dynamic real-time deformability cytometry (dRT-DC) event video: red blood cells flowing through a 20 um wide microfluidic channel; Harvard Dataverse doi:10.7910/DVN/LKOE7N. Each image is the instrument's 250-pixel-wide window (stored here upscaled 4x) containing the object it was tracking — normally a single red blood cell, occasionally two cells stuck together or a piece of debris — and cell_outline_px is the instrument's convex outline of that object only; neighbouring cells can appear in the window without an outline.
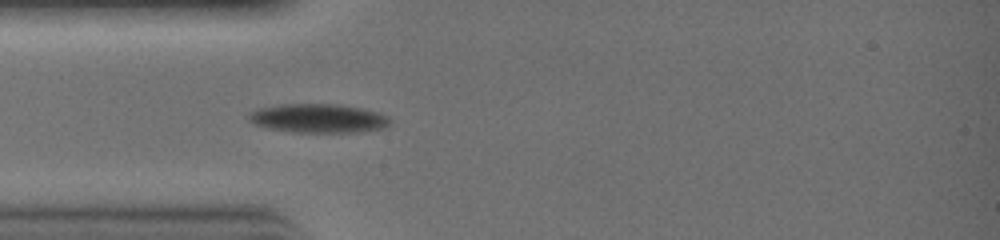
{"species": "common noctule bat (a hibernating species)", "species_latin": "Nyctalus noctula", "temperature_condition": "warm", "stored_images_in_passage": 4, "camera_frame_rate_fps": 3000, "um_per_image_px": 0.085, "animal": {"sex": "female", "body_mass_g": 19.0, "forearm_length_mm": 51.5}, "frame": {"image": 1, "passage_image": 1, "time_ms": 0.0, "image_size_px": [1000, 240], "cell_outline_px": [[388, 124], [384, 128], [364, 132], [292, 132], [268, 128], [256, 124], [248, 120], [248, 112], [260, 108], [280, 104], [336, 104], [360, 108], [376, 112], [388, 116]], "centroid_in_image_um": [27.03, 10.06], "position_along_channel_um": 58.0, "area_um2": 23.7}}